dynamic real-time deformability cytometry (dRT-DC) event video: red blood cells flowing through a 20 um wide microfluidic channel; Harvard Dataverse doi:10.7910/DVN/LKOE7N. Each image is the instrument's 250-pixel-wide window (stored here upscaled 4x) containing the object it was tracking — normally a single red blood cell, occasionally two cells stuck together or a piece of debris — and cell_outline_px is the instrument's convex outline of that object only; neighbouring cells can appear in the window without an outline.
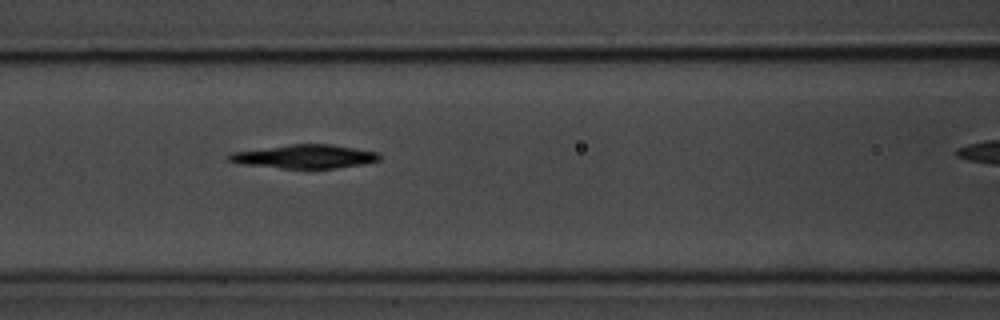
{"species": "common noctule bat (a hibernating species)", "species_latin": "Nyctalus noctula", "temperature_condition": "room temperature", "stored_images_in_passage": 4, "segment_of_instrument_passage": [1, 2], "camera_frame_rate_fps": 3000, "um_per_image_px": 0.085, "animal": {"sex": "male", "body_mass_g": 20.1, "forearm_length_mm": 53.5}, "frame": {"image": 1, "passage_image": 3, "time_ms": 2.333, "image_size_px": [1000, 320], "cell_outline_px": [[380, 160], [364, 164], [336, 168], [280, 168], [240, 164], [228, 160], [228, 156], [232, 152], [292, 144], [332, 144], [380, 152]], "centroid_in_image_um": [25.95, 13.3], "position_along_channel_um": 140.7, "area_um2": 20.75}}